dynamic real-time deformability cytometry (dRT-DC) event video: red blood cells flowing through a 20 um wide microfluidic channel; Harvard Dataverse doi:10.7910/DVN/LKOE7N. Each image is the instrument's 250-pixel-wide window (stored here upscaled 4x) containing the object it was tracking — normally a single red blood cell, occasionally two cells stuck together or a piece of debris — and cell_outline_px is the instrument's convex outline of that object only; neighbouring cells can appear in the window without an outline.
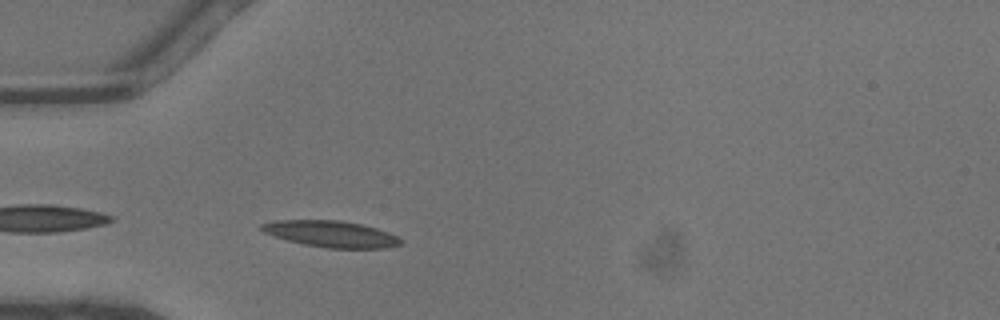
{"species": "common noctule bat (a hibernating species)", "species_latin": "Nyctalus noctula", "temperature_condition": "warm", "stored_images_in_passage": 26, "camera_frame_rate_fps": 3000, "um_per_image_px": 0.085, "animal": {"sex": "male", "body_mass_g": 13.3}, "frame": {"image": 1, "passage_image": 1, "time_ms": 0.0, "image_size_px": [1000, 320], "cell_outline_px": [[404, 240], [400, 244], [384, 248], [328, 248], [304, 244], [288, 240], [264, 232], [260, 228], [260, 224], [276, 220], [340, 220], [360, 224], [376, 228], [388, 232]], "centroid_in_image_um": [28.15, 19.88], "position_along_channel_um": 56.9, "area_um2": 21.15}}
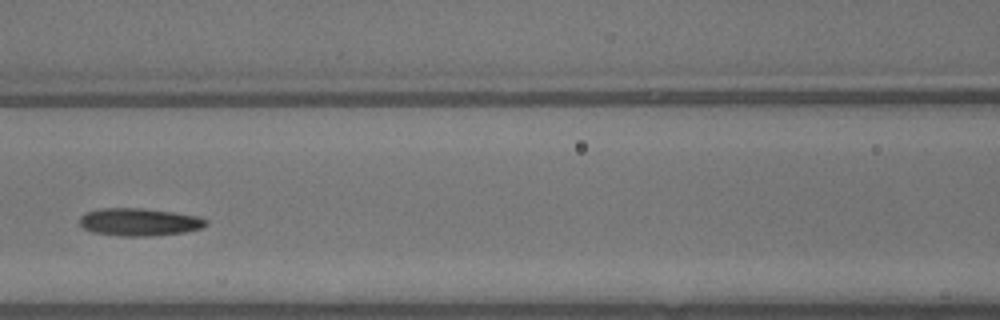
{"frame": {"image": 2, "passage_image": 8, "time_ms": 2.333, "image_size_px": [1000, 320], "cell_outline_px": [[208, 224], [200, 228], [184, 232], [152, 236], [120, 236], [92, 232], [84, 228], [80, 224], [80, 216], [88, 212], [100, 208], [140, 208], [172, 212], [196, 216], [208, 220]], "centroid_in_image_um": [11.82, 18.87], "position_along_channel_um": 154.8, "area_um2": 20.23}}
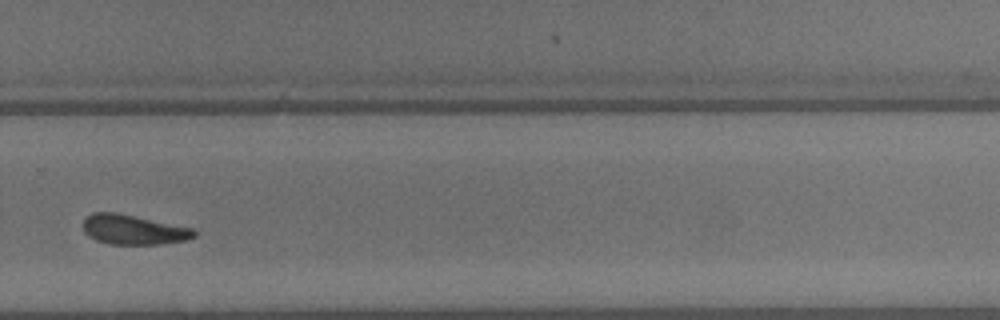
{"frame": {"image": 3, "passage_image": 19, "time_ms": 6.0, "image_size_px": [1000, 320], "cell_outline_px": [[196, 236], [184, 240], [160, 244], [108, 244], [96, 240], [88, 236], [84, 232], [84, 220], [92, 212], [116, 212], [192, 228], [196, 232]], "centroid_in_image_um": [11.31, 19.52], "position_along_channel_um": 318.5, "area_um2": 19.07}, "authors_computed_cell_mechanics": {"area_um2": 19.6809, "velocity_mm_per_s": 4.4834, "shape_relaxation_time_tau1_ms": 2.7974, "shape_relaxation_time_tau2_ms": 3.333, "deformation_change_tau1": 0.1134, "deformation_change_tau2": 0.1123}}